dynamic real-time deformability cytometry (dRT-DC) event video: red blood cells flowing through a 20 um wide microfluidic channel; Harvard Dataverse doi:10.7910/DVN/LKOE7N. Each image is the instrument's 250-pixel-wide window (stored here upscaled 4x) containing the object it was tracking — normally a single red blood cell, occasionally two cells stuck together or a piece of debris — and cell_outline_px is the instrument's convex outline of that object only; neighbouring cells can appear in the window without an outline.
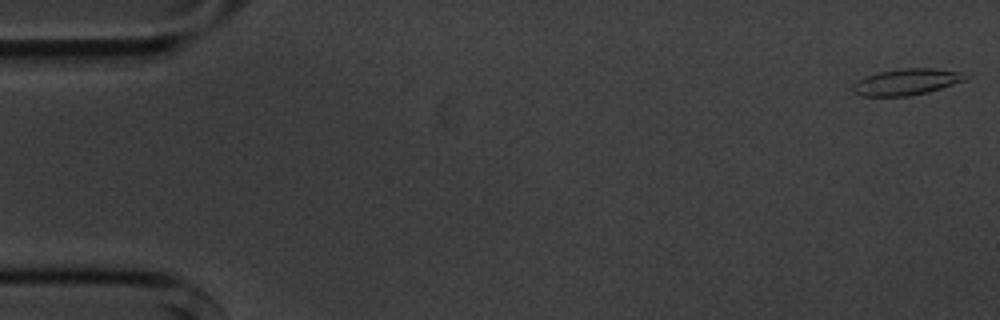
{"species": "common noctule bat (a hibernating species)", "species_latin": "Nyctalus noctula", "temperature_condition": "cold", "stored_images_in_passage": 5, "camera_frame_rate_fps": 3000, "um_per_image_px": 0.085, "animal": {"sex": "male", "body_mass_g": 20.1, "forearm_length_mm": 53.5}, "frame": {"image": 1, "passage_image": 1, "time_ms": 0.0, "image_size_px": [1000, 320], "cell_outline_px": [[972, 76], [968, 80], [928, 92], [908, 96], [860, 96], [852, 92], [852, 84], [856, 80], [864, 76], [880, 72], [904, 68], [932, 68], [964, 72]], "centroid_in_image_um": [77.09, 6.96], "position_along_channel_um": 7.9, "area_um2": 17.63}}